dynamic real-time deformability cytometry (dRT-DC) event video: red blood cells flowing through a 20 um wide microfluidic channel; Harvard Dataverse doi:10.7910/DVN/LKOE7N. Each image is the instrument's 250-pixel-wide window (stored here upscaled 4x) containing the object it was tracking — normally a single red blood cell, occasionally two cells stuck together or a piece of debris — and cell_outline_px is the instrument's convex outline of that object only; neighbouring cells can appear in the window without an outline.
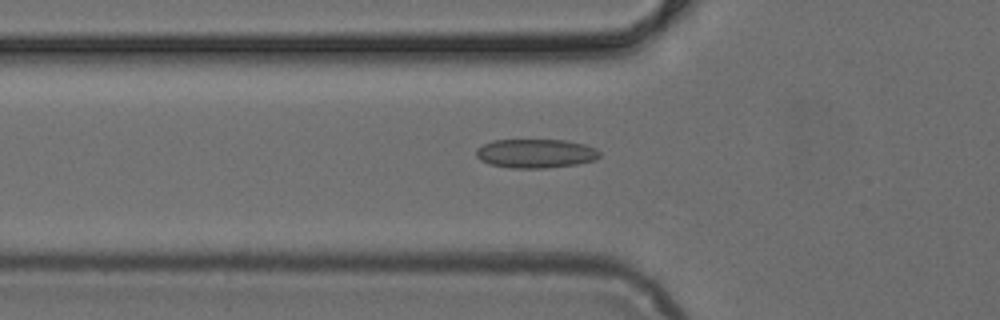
{"species": "common noctule bat (a hibernating species)", "species_latin": "Nyctalus noctula", "temperature_condition": "cold", "stored_images_in_passage": 49, "camera_frame_rate_fps": 3000, "um_per_image_px": 0.085, "animal": {"sex": "female", "body_mass_g": 24.6, "forearm_length_mm": 56.2}, "frame": {"image": 1, "passage_image": 17, "time_ms": 5.333, "image_size_px": [1000, 320], "cell_outline_px": [[600, 156], [596, 160], [576, 164], [544, 168], [512, 168], [488, 164], [480, 160], [476, 156], [476, 148], [492, 140], [568, 140], [584, 144], [596, 148], [600, 152]], "centroid_in_image_um": [45.53, 13.04], "position_along_channel_um": 80.3, "area_um2": 20.98}}
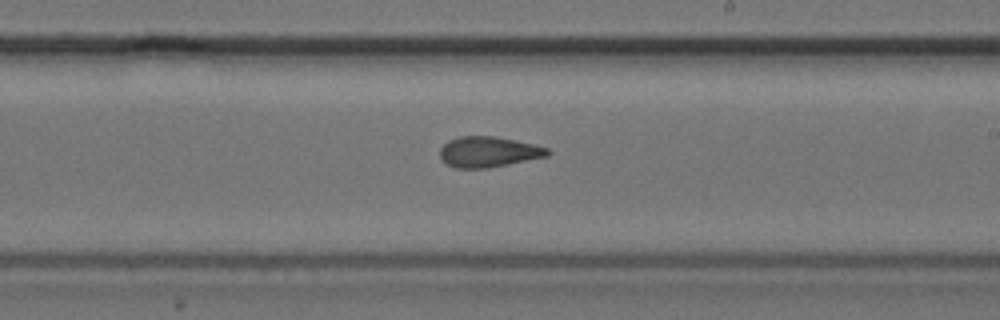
{"frame": {"image": 2, "passage_image": 29, "time_ms": 9.333, "image_size_px": [1000, 320], "cell_outline_px": [[552, 152], [548, 156], [488, 168], [456, 168], [448, 164], [440, 156], [440, 148], [448, 140], [460, 136], [496, 136], [532, 144], [548, 148]], "centroid_in_image_um": [41.53, 12.9], "position_along_channel_um": 247.5, "area_um2": 19.07}}
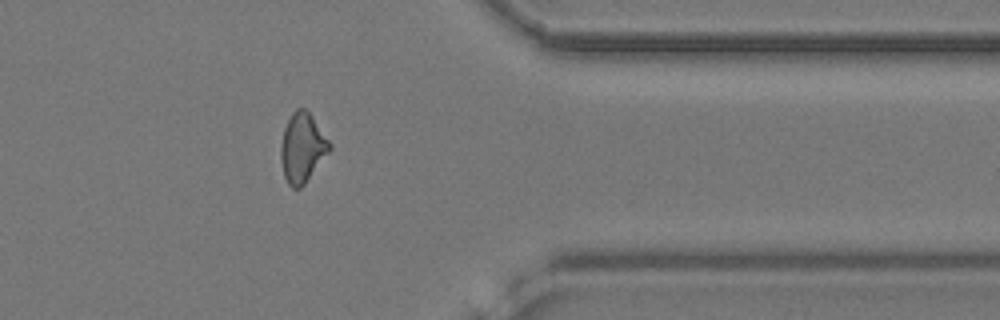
{"frame": {"image": 3, "passage_image": 40, "time_ms": 13.0, "image_size_px": [1000, 320], "cell_outline_px": [[332, 148], [304, 184], [300, 188], [292, 188], [288, 184], [284, 176], [280, 160], [280, 144], [284, 128], [292, 112], [296, 108], [304, 108], [312, 116], [332, 144]], "centroid_in_image_um": [25.68, 12.55], "position_along_channel_um": 385.7, "area_um2": 19.71}}